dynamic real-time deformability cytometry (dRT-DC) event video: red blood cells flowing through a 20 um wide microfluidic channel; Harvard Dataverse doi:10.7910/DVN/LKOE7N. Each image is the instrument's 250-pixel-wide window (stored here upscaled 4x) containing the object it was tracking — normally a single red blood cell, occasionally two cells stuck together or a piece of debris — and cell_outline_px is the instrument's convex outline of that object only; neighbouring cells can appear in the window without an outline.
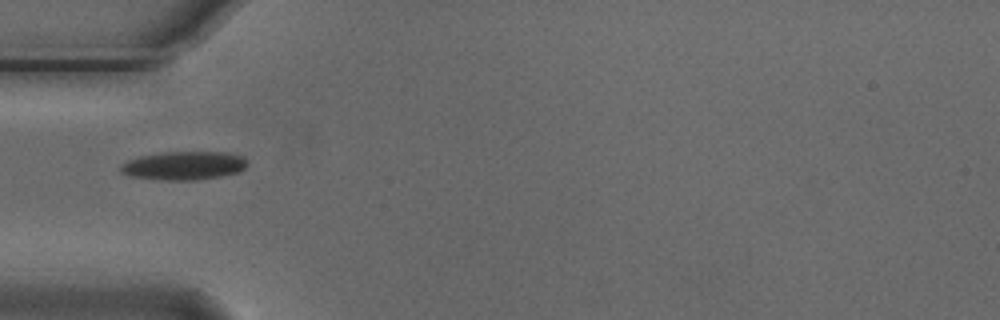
{"species": "Egyptian fruit bat (a non-hibernating species)", "species_latin": "Rousettus aegyptiacus", "temperature_condition": "cold", "stored_images_in_passage": 7, "camera_frame_rate_fps": 3000, "um_per_image_px": 0.085, "animal": {"sex": "male"}, "frame": {"image": 1, "passage_image": 4, "time_ms": 1.0, "image_size_px": [1000, 320], "cell_outline_px": [[248, 164], [240, 172], [220, 176], [196, 180], [160, 180], [132, 176], [120, 172], [120, 164], [128, 160], [140, 156], [160, 152], [228, 152], [244, 156], [248, 160]], "centroid_in_image_um": [15.66, 14.07], "position_along_channel_um": 69.3, "area_um2": 21.27}}
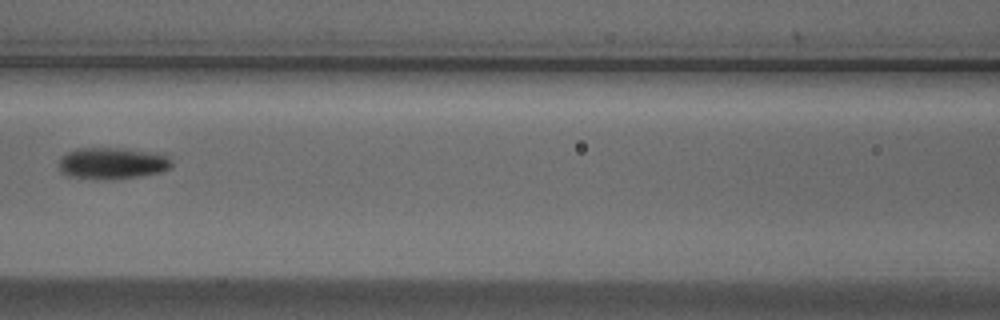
{"frame": {"image": 2, "passage_image": 6, "time_ms": 1.667, "image_size_px": [1000, 320], "cell_outline_px": [[172, 168], [160, 172], [140, 176], [68, 176], [60, 172], [60, 156], [76, 148], [124, 148], [168, 152], [172, 160]], "centroid_in_image_um": [9.68, 13.79], "position_along_channel_um": 156.9, "area_um2": 20.4}}
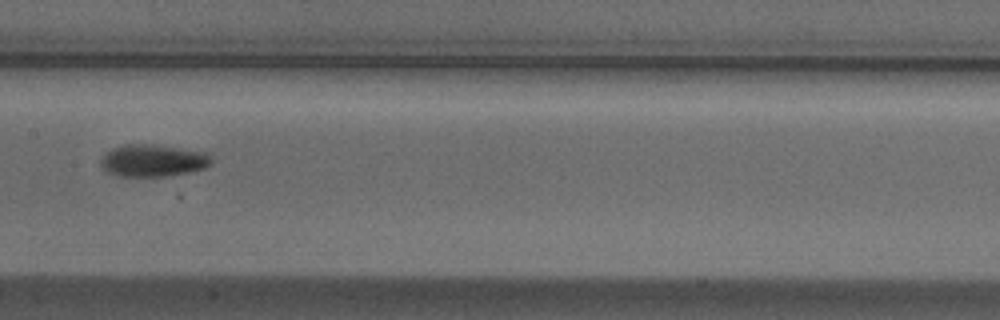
{"frame": {"image": 3, "passage_image": 7, "time_ms": 2.0, "image_size_px": [1000, 320], "cell_outline_px": [[212, 160], [204, 168], [188, 172], [164, 176], [120, 176], [108, 172], [100, 164], [100, 160], [112, 148], [124, 144], [152, 144], [212, 152]], "centroid_in_image_um": [13.05, 13.62], "position_along_channel_um": 194.4, "area_um2": 20.75}}